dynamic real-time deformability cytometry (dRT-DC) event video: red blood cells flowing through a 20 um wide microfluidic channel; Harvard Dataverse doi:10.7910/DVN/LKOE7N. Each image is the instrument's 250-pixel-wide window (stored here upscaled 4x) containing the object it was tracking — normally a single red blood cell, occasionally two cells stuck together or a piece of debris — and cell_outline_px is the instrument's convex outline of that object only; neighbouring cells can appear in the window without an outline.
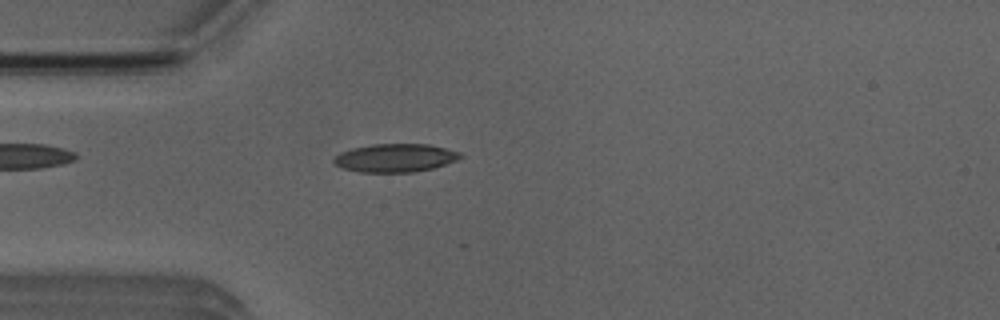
{"species": "Egyptian fruit bat (a non-hibernating species)", "species_latin": "Rousettus aegyptiacus", "temperature_condition": "room temperature", "stored_images_in_passage": 19, "camera_frame_rate_fps": 3000, "um_per_image_px": 0.085, "animal": {"sex": "male"}, "frame": {"image": 1, "passage_image": 13, "time_ms": 4.0, "image_size_px": [1000, 320], "cell_outline_px": [[464, 156], [456, 160], [432, 168], [412, 172], [360, 172], [344, 168], [336, 164], [332, 160], [340, 152], [352, 148], [372, 144], [428, 144], [460, 152]], "centroid_in_image_um": [33.59, 13.41], "position_along_channel_um": 51.4, "area_um2": 20.63}}